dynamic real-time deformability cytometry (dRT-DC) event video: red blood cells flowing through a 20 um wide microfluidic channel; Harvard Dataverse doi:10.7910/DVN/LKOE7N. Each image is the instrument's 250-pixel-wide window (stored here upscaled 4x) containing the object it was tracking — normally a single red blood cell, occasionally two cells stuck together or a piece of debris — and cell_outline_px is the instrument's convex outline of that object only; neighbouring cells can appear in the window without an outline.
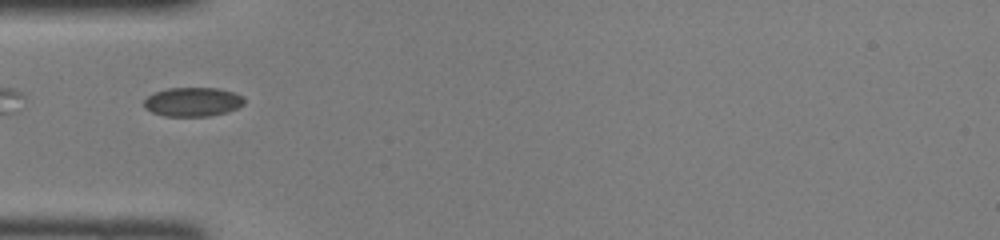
{"species": "common noctule bat (a hibernating species)", "species_latin": "Nyctalus noctula", "temperature_condition": "room temperature", "stored_images_in_passage": 29, "camera_frame_rate_fps": 3000, "um_per_image_px": 0.085, "animal": {"sex": "female", "body_mass_g": 22.0, "forearm_length_mm": 56.7}, "frame": {"image": 1, "passage_image": 2, "time_ms": 0.333, "image_size_px": [1000, 240], "cell_outline_px": [[244, 104], [228, 112], [212, 116], [164, 116], [152, 112], [144, 108], [144, 100], [152, 92], [168, 88], [216, 88], [232, 92], [244, 96]], "centroid_in_image_um": [16.37, 8.66], "position_along_channel_um": 68.6, "area_um2": 17.11}}
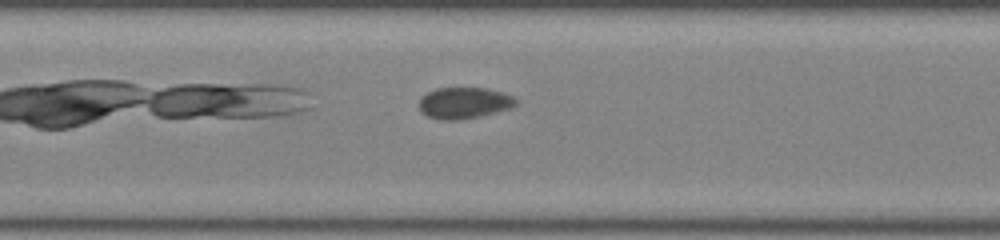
{"frame": {"image": 2, "passage_image": 9, "time_ms": 2.667, "image_size_px": [1000, 240], "cell_outline_px": [[520, 100], [516, 104], [508, 108], [496, 112], [480, 116], [460, 120], [440, 120], [428, 116], [420, 112], [420, 96], [436, 88], [488, 88], [504, 92]], "centroid_in_image_um": [39.45, 8.74], "position_along_channel_um": 167.9, "area_um2": 17.8}}
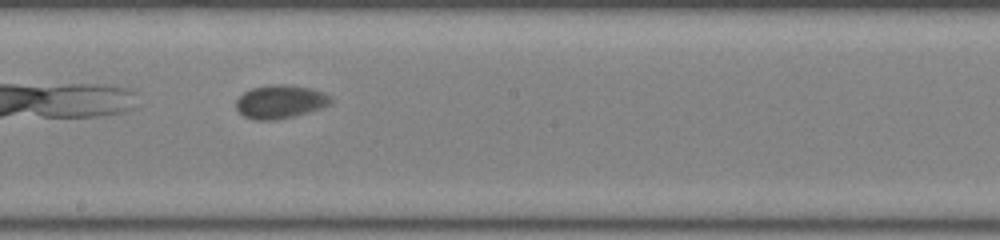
{"frame": {"image": 3, "passage_image": 13, "time_ms": 4.0, "image_size_px": [1000, 240], "cell_outline_px": [[332, 104], [296, 116], [276, 120], [256, 120], [244, 116], [236, 108], [236, 100], [244, 92], [252, 88], [268, 84], [288, 84], [308, 88], [324, 92], [332, 96]], "centroid_in_image_um": [23.84, 8.64], "position_along_channel_um": 224.4, "area_um2": 18.61}}